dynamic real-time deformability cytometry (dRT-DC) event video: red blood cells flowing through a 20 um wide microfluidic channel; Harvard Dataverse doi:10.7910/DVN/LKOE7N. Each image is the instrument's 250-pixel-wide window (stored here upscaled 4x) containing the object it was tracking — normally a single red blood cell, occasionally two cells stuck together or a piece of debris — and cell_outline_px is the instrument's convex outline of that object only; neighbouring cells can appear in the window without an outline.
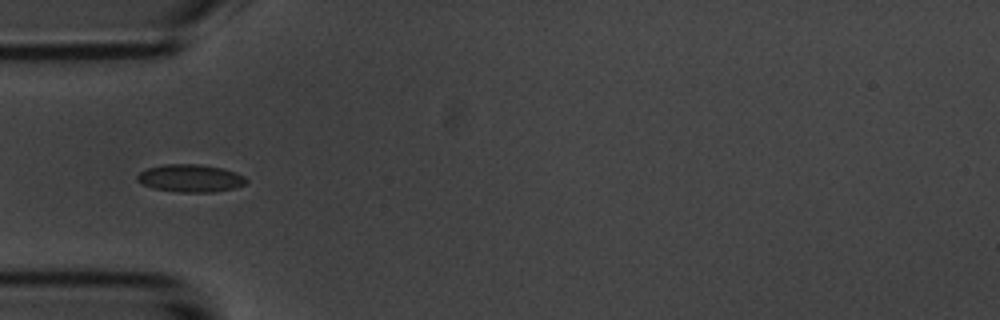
{"species": "common noctule bat (a hibernating species)", "species_latin": "Nyctalus noctula", "temperature_condition": "room temperature", "stored_images_in_passage": 5, "camera_frame_rate_fps": 3000, "um_per_image_px": 0.085, "animal": {"sex": "male", "body_mass_g": 20.1, "forearm_length_mm": 53.5}, "frame": {"image": 1, "passage_image": 5, "time_ms": 4.667, "image_size_px": [1000, 320], "cell_outline_px": [[248, 184], [236, 188], [212, 192], [180, 192], [152, 188], [136, 180], [136, 176], [140, 172], [148, 168], [164, 164], [200, 164], [224, 168], [236, 172], [244, 176], [248, 180]], "centroid_in_image_um": [16.24, 15.15], "position_along_channel_um": 68.8, "area_um2": 17.74}}